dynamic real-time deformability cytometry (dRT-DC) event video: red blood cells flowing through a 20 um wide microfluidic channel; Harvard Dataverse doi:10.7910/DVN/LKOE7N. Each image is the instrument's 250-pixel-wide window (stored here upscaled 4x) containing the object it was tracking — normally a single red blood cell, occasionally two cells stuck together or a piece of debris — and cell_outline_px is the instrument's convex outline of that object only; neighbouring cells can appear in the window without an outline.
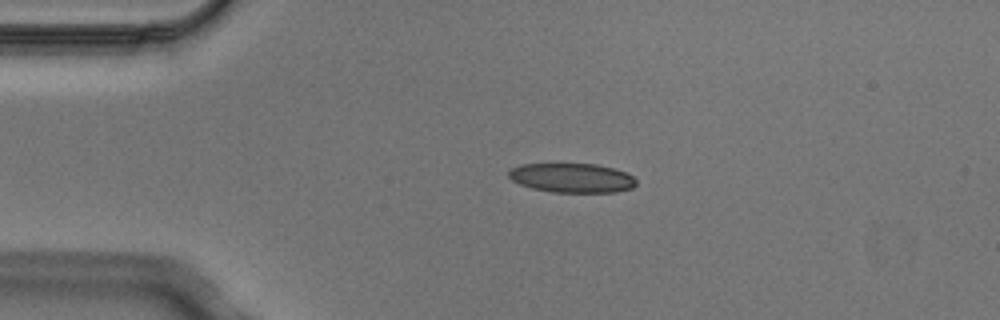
{"species": "Egyptian fruit bat (a non-hibernating species)", "species_latin": "Rousettus aegyptiacus", "temperature_condition": "cold", "stored_images_in_passage": 3, "camera_frame_rate_fps": 3000, "um_per_image_px": 0.085, "animal": {"sex": "male"}, "frame": {"image": 1, "passage_image": 2, "time_ms": 0.333, "image_size_px": [1000, 320], "cell_outline_px": [[636, 184], [632, 188], [616, 192], [552, 192], [532, 188], [520, 184], [512, 180], [508, 176], [508, 172], [512, 168], [520, 164], [556, 160], [596, 164], [616, 168], [632, 176], [636, 180]], "centroid_in_image_um": [48.56, 15.06], "position_along_channel_um": 36.4, "area_um2": 22.89}}